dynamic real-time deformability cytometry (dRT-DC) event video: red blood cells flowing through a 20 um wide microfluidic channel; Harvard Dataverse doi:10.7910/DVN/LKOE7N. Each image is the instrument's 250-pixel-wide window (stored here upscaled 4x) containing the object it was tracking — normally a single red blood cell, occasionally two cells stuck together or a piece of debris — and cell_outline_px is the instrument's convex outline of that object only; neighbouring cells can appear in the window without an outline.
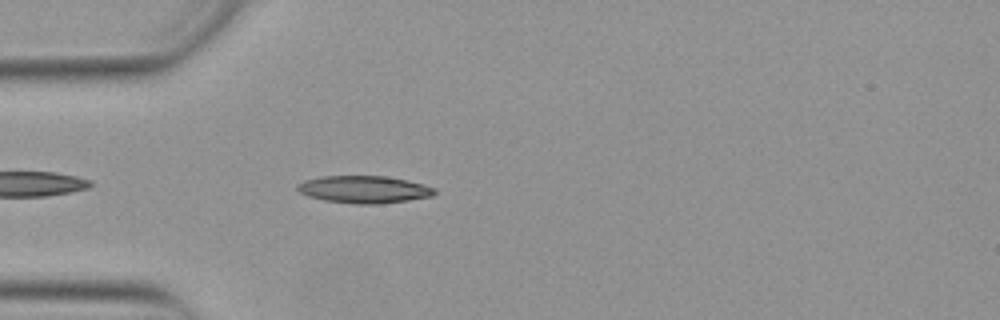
{"species": "Egyptian fruit bat (a non-hibernating species)", "species_latin": "Rousettus aegyptiacus", "temperature_condition": "warm", "stored_images_in_passage": 17, "camera_frame_rate_fps": 3000, "um_per_image_px": 0.085, "animal": {"sex": "female"}, "frame": {"image": 1, "passage_image": 3, "time_ms": 0.667, "image_size_px": [1000, 320], "cell_outline_px": [[436, 192], [432, 196], [408, 200], [380, 204], [356, 204], [324, 200], [308, 196], [300, 192], [296, 188], [296, 184], [304, 180], [320, 176], [384, 176], [408, 180], [424, 184], [436, 188]], "centroid_in_image_um": [30.94, 16.1], "position_along_channel_um": 54.1, "area_um2": 21.96}}
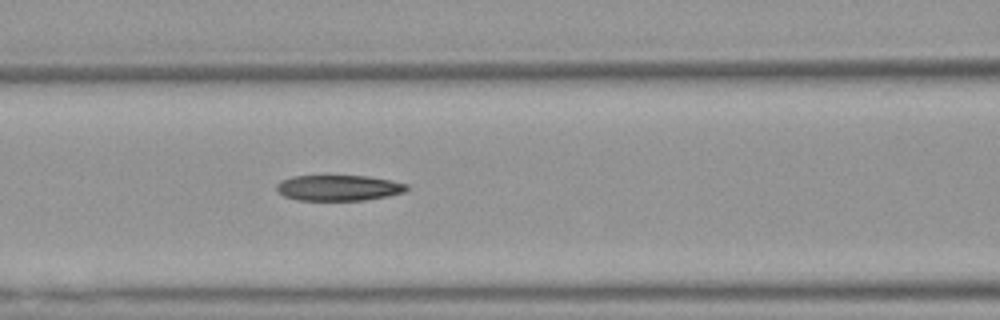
{"frame": {"image": 2, "passage_image": 10, "time_ms": 3.0, "image_size_px": [1000, 320], "cell_outline_px": [[408, 188], [404, 192], [388, 196], [364, 200], [296, 200], [284, 196], [276, 188], [276, 184], [280, 180], [292, 176], [368, 176], [392, 180], [408, 184]], "centroid_in_image_um": [28.78, 15.96], "position_along_channel_um": 137.8, "area_um2": 19.54}}
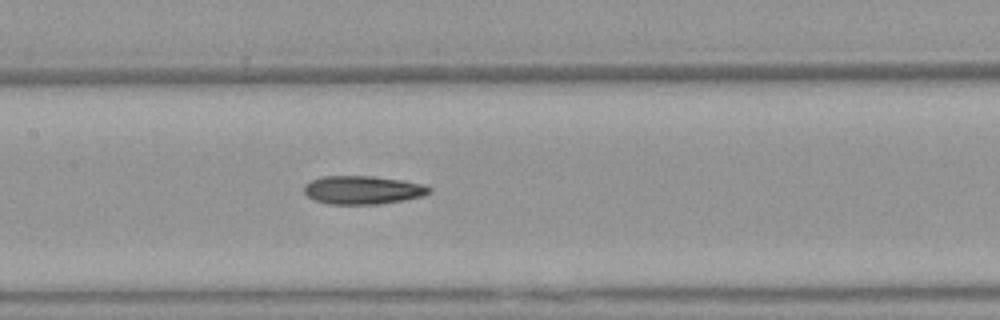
{"frame": {"image": 3, "passage_image": 13, "time_ms": 4.0, "image_size_px": [1000, 320], "cell_outline_px": [[432, 192], [424, 196], [404, 200], [380, 204], [328, 204], [312, 200], [304, 192], [304, 184], [312, 180], [324, 176], [372, 176], [400, 180], [424, 184], [432, 188]], "centroid_in_image_um": [30.84, 16.15], "position_along_channel_um": 176.6, "area_um2": 20.87}}